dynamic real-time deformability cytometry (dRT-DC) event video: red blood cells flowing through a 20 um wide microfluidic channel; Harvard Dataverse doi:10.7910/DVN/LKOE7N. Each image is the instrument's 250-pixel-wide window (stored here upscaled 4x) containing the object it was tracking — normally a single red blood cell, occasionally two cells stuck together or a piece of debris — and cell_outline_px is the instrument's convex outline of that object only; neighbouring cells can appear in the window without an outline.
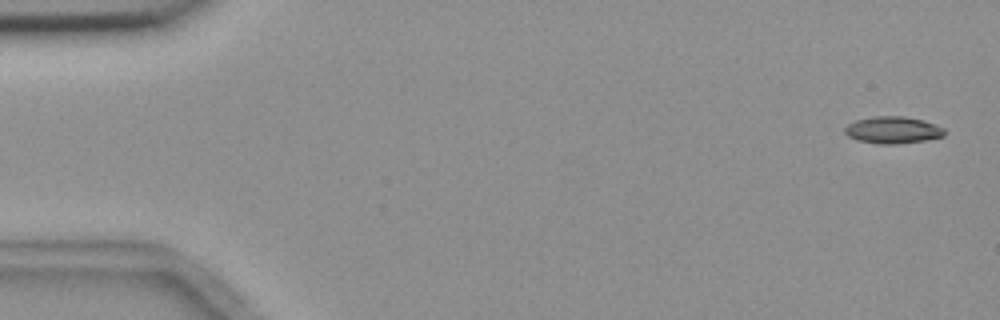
{"species": "common noctule bat (a hibernating species)", "species_latin": "Nyctalus noctula", "temperature_condition": "room temperature", "stored_images_in_passage": 6, "camera_frame_rate_fps": 3000, "um_per_image_px": 0.085, "animal": {"sex": "female", "body_mass_g": 18.4}, "frame": {"image": 1, "passage_image": 1, "time_ms": 0.0, "image_size_px": [1000, 320], "cell_outline_px": [[944, 136], [924, 140], [896, 144], [876, 144], [856, 140], [848, 136], [844, 132], [844, 128], [848, 124], [856, 120], [872, 116], [904, 116], [924, 120], [936, 124], [944, 128]], "centroid_in_image_um": [75.87, 11.05], "position_along_channel_um": 9.1, "area_um2": 15.78}}